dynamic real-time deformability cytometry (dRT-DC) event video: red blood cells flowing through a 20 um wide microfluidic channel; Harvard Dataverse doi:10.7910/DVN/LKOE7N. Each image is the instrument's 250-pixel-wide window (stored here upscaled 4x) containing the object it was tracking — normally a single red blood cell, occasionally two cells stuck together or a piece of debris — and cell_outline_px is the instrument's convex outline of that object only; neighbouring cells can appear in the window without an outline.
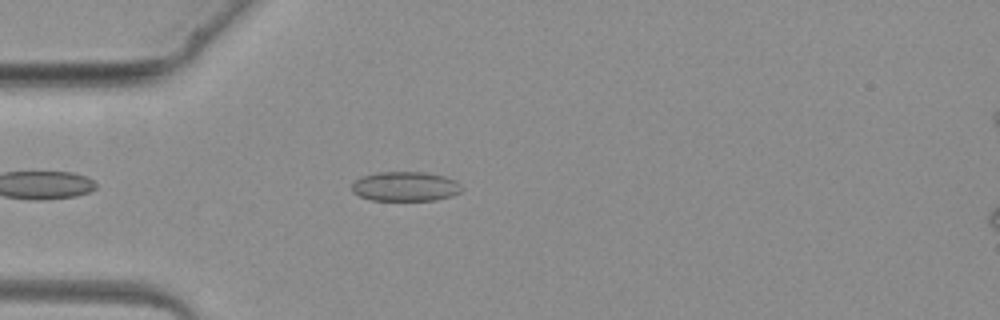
{"species": "common noctule bat (a hibernating species)", "species_latin": "Nyctalus noctula", "temperature_condition": "warm", "stored_images_in_passage": 2, "camera_frame_rate_fps": 3000, "um_per_image_px": 0.085, "animal": {"sex": "female", "body_mass_g": 19.3, "forearm_length_mm": 54.1}, "frame": {"image": 1, "passage_image": 2, "time_ms": 1.0, "image_size_px": [1000, 320], "cell_outline_px": [[464, 188], [460, 192], [452, 196], [436, 200], [368, 200], [352, 192], [352, 184], [360, 176], [380, 172], [424, 172], [444, 176], [456, 180]], "centroid_in_image_um": [34.46, 15.85], "position_along_channel_um": 50.5, "area_um2": 19.07}}